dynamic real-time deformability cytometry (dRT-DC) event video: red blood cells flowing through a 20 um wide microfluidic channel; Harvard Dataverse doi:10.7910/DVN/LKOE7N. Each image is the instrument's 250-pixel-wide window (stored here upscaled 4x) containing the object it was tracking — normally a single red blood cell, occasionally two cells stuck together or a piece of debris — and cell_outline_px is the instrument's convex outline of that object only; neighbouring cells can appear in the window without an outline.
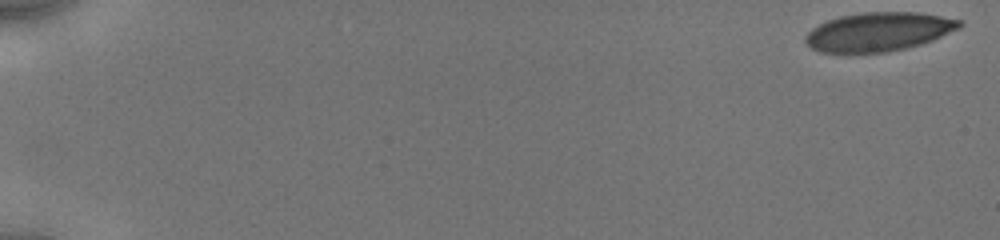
{"species": "human", "species_latin": "Homo sapiens", "temperature_condition": "cold", "stored_images_in_passage": 12, "camera_frame_rate_fps": 3000, "um_per_image_px": 0.085, "donor": {"sex": "male"}, "frame": {"image": 1, "passage_image": 1, "time_ms": 0.0, "image_size_px": [1000, 240], "cell_outline_px": [[964, 24], [960, 28], [932, 40], [920, 44], [888, 52], [820, 52], [812, 48], [804, 40], [804, 36], [812, 28], [828, 20], [840, 16], [864, 12], [916, 12], [964, 20]], "centroid_in_image_um": [74.7, 2.69], "position_along_channel_um": 10.3, "area_um2": 34.68}}
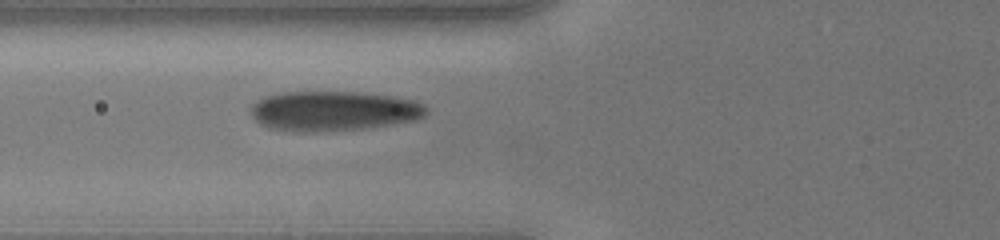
{"frame": {"image": 2, "passage_image": 10, "time_ms": 7.0, "image_size_px": [1000, 240], "cell_outline_px": [[428, 112], [424, 116], [416, 120], [392, 124], [364, 128], [320, 132], [296, 132], [268, 128], [260, 124], [252, 116], [252, 104], [264, 96], [284, 92], [352, 92], [392, 96], [416, 100], [424, 104], [428, 108]], "centroid_in_image_um": [28.36, 9.44], "position_along_channel_um": 97.4, "area_um2": 40.92}}
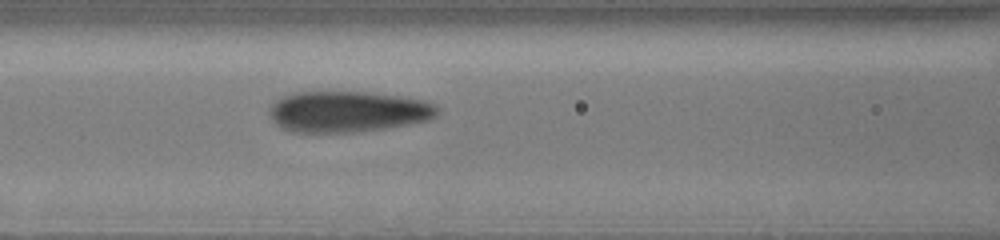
{"frame": {"image": 3, "passage_image": 12, "time_ms": 8.0, "image_size_px": [1000, 240], "cell_outline_px": [[440, 108], [436, 116], [428, 120], [388, 128], [360, 132], [288, 132], [280, 128], [272, 120], [268, 112], [268, 108], [276, 100], [284, 96], [296, 92], [368, 92], [400, 96], [424, 100], [436, 104]], "centroid_in_image_um": [29.56, 9.5], "position_along_channel_um": 137.0, "area_um2": 40.58}}